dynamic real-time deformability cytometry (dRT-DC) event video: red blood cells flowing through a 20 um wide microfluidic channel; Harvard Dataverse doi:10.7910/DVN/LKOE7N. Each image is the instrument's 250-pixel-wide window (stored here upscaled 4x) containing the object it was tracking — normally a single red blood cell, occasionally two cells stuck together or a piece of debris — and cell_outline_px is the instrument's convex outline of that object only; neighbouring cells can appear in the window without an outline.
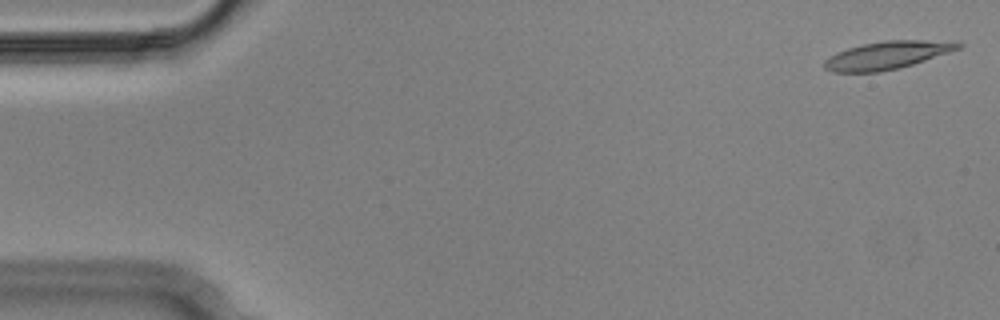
{"species": "Egyptian fruit bat (a non-hibernating species)", "species_latin": "Rousettus aegyptiacus", "temperature_condition": "cold", "stored_images_in_passage": 4, "camera_frame_rate_fps": 3000, "um_per_image_px": 0.085, "animal": {"sex": "male"}, "frame": {"image": 1, "passage_image": 1, "time_ms": 0.0, "image_size_px": [1000, 320], "cell_outline_px": [[964, 44], [960, 48], [900, 68], [880, 72], [832, 72], [824, 68], [824, 60], [828, 56], [836, 52], [860, 44], [884, 40], [956, 40]], "centroid_in_image_um": [75.4, 4.68], "position_along_channel_um": 9.6, "area_um2": 21.96}}